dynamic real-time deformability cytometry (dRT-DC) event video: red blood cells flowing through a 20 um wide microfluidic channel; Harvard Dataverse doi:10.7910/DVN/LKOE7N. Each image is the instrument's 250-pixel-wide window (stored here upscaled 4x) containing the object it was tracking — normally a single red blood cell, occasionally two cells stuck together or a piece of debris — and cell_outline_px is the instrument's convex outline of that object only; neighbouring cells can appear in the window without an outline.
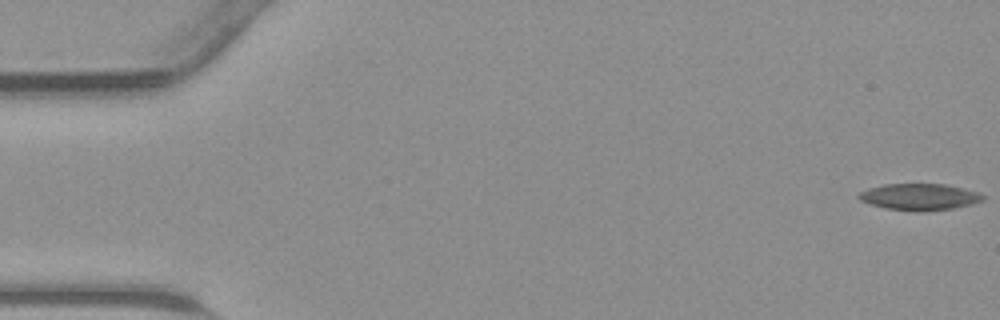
{"species": "common noctule bat (a hibernating species)", "species_latin": "Nyctalus noctula", "temperature_condition": "warm", "stored_images_in_passage": 41, "camera_frame_rate_fps": 3000, "um_per_image_px": 0.085, "animal": {"sex": "male", "body_mass_g": 23.1, "forearm_length_mm": 52.7}, "frame": {"image": 1, "passage_image": 1, "time_ms": 0.0, "image_size_px": [1000, 320], "cell_outline_px": [[984, 200], [972, 204], [952, 208], [924, 212], [920, 212], [884, 208], [860, 200], [856, 196], [860, 192], [868, 188], [884, 184], [944, 184], [980, 192], [984, 196]], "centroid_in_image_um": [78.16, 16.74], "position_along_channel_um": 6.8, "area_um2": 19.25}}
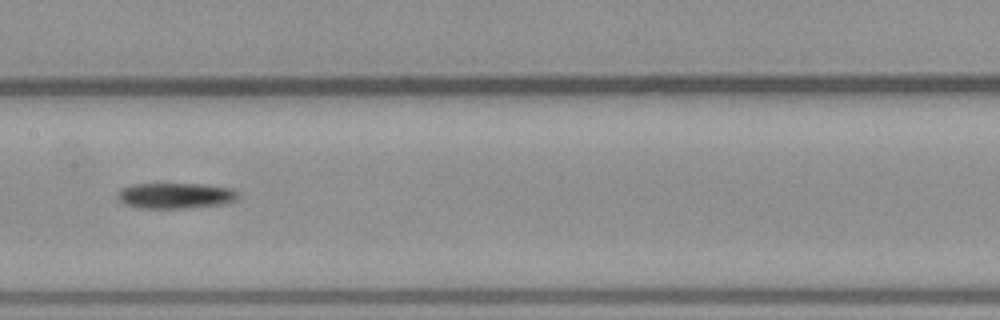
{"frame": {"image": 2, "passage_image": 23, "time_ms": 7.333, "image_size_px": [1000, 320], "cell_outline_px": [[240, 196], [236, 200], [228, 204], [192, 208], [140, 208], [124, 204], [120, 200], [116, 192], [132, 184], [200, 184], [232, 188], [240, 192]], "centroid_in_image_um": [15.0, 16.64], "position_along_channel_um": 192.4, "area_um2": 18.32}}
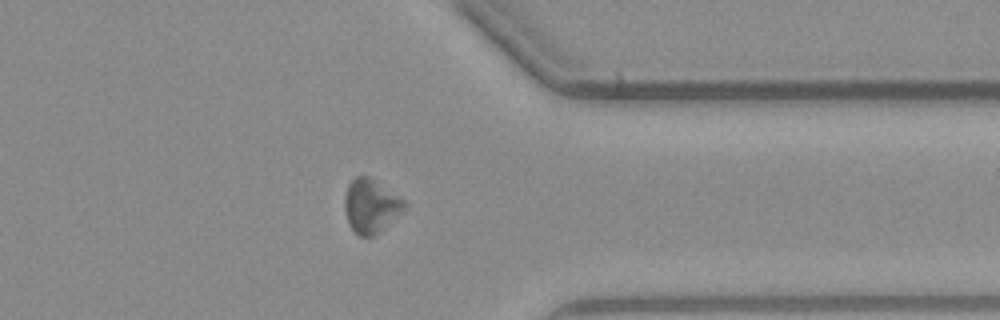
{"frame": {"image": 3, "passage_image": 36, "time_ms": 11.667, "image_size_px": [1000, 320], "cell_outline_px": [[408, 204], [376, 236], [360, 236], [348, 224], [344, 208], [344, 196], [348, 184], [356, 176], [368, 176], [404, 200]], "centroid_in_image_um": [31.48, 17.51], "position_along_channel_um": 379.9, "area_um2": 18.44}}